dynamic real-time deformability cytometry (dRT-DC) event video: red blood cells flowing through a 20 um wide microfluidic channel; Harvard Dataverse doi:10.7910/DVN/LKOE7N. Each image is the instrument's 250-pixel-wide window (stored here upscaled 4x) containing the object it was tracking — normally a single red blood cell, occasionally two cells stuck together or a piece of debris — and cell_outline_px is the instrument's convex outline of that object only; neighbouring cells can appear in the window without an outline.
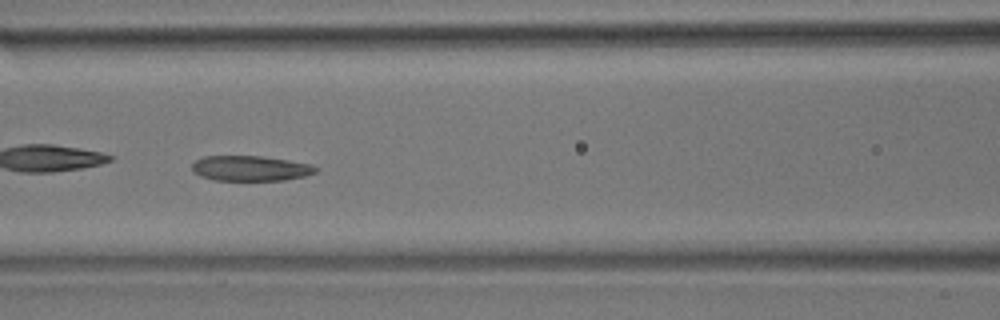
{"species": "common noctule bat (a hibernating species)", "species_latin": "Nyctalus noctula", "temperature_condition": "room temperature", "stored_images_in_passage": 52, "camera_frame_rate_fps": 3000, "um_per_image_px": 0.085, "animal": {"sex": "male", "body_mass_g": 17.9}, "frame": {"image": 1, "passage_image": 23, "time_ms": 7.333, "image_size_px": [1000, 320], "cell_outline_px": [[320, 168], [316, 172], [304, 176], [284, 180], [212, 180], [200, 176], [192, 172], [192, 164], [196, 160], [204, 156], [260, 156], [288, 160], [312, 164]], "centroid_in_image_um": [21.28, 14.31], "position_along_channel_um": 145.3, "area_um2": 18.26}, "authors_computed_cell_mechanics": {"area_um2": 19.6231, "velocity_mm_per_s": 3.9395, "shape_relaxation_time_tau1_ms": 4.7506, "shape_relaxation_time_tau2_ms": 4.4579, "deformation_change_tau1": 0.1322, "deformation_change_tau2": 0.1191}}